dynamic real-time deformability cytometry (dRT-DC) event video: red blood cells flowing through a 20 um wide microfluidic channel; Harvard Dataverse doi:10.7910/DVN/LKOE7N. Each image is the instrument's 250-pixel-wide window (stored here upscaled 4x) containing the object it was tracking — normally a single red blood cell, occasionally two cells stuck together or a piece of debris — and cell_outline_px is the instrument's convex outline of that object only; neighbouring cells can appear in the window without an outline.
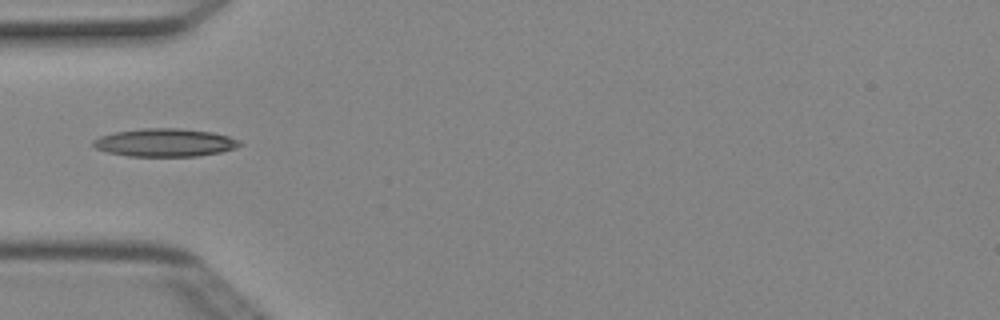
{"species": "Egyptian fruit bat (a non-hibernating species)", "species_latin": "Rousettus aegyptiacus", "temperature_condition": "cold", "stored_images_in_passage": 3, "camera_frame_rate_fps": 3000, "um_per_image_px": 0.085, "animal": {"sex": "female"}, "frame": {"image": 1, "passage_image": 3, "time_ms": 0.667, "image_size_px": [1000, 320], "cell_outline_px": [[244, 144], [236, 148], [220, 152], [196, 156], [128, 156], [108, 152], [96, 148], [92, 144], [92, 140], [100, 136], [112, 132], [140, 128], [180, 128], [212, 132], [228, 136], [240, 140]], "centroid_in_image_um": [14.02, 12.11], "position_along_channel_um": 71.0, "area_um2": 24.1}}